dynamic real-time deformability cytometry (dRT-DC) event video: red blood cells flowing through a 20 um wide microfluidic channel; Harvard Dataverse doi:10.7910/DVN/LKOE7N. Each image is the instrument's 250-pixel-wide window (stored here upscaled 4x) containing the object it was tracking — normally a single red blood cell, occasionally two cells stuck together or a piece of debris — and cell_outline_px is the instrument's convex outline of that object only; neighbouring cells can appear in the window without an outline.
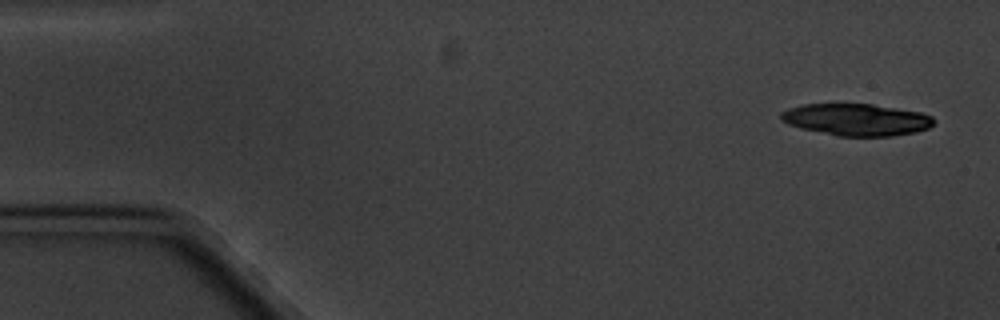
{"species": "common noctule bat (a hibernating species)", "species_latin": "Nyctalus noctula", "temperature_condition": "cold", "stored_images_in_passage": 5, "camera_frame_rate_fps": 3000, "um_per_image_px": 0.085, "animal": {"sex": "male", "body_mass_g": 20.1, "forearm_length_mm": 53.5}, "frame": {"image": 1, "passage_image": 1, "time_ms": 0.0, "image_size_px": [1000, 320], "cell_outline_px": [[936, 120], [928, 128], [916, 132], [892, 136], [836, 136], [800, 128], [788, 124], [780, 120], [780, 112], [788, 108], [804, 104], [872, 104], [920, 112], [932, 116]], "centroid_in_image_um": [72.78, 10.17], "position_along_channel_um": 12.2, "area_um2": 28.55}}